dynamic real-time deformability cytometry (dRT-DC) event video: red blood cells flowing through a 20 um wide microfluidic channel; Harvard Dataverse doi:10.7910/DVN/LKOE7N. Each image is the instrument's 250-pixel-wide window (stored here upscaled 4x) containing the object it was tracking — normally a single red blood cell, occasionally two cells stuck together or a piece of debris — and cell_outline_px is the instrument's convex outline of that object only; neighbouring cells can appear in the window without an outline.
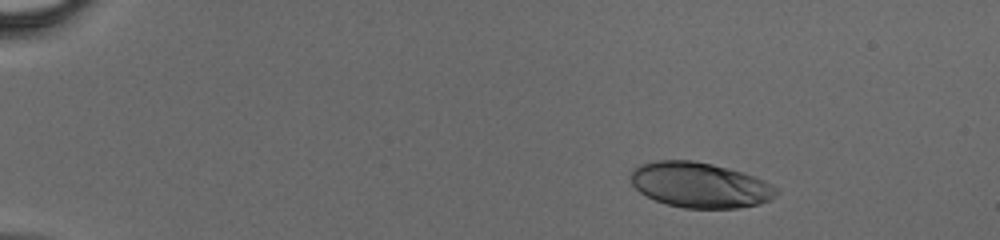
{"species": "human", "species_latin": "Homo sapiens", "temperature_condition": "cold", "stored_images_in_passage": 40, "camera_frame_rate_fps": 3000, "um_per_image_px": 0.085, "donor": {"sex": "male"}, "frame": {"image": 1, "passage_image": 1, "time_ms": 0.0, "image_size_px": [1000, 240], "cell_outline_px": [[780, 192], [776, 196], [760, 204], [740, 208], [684, 208], [668, 204], [656, 200], [640, 192], [632, 184], [628, 176], [632, 168], [640, 164], [656, 160], [692, 160], [712, 164], [744, 172], [756, 176], [780, 188]], "centroid_in_image_um": [59.51, 15.71], "position_along_channel_um": 25.5, "area_um2": 38.9}}
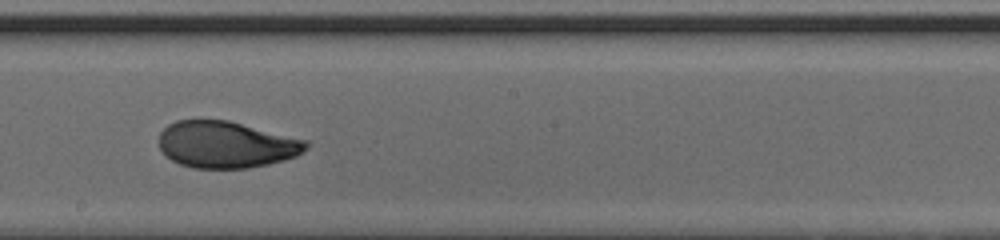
{"frame": {"image": 2, "passage_image": 22, "time_ms": 7.0, "image_size_px": [1000, 240], "cell_outline_px": [[308, 148], [296, 156], [284, 160], [268, 164], [248, 168], [192, 168], [180, 164], [172, 160], [160, 148], [160, 132], [168, 124], [176, 120], [228, 120], [308, 140]], "centroid_in_image_um": [19.25, 12.29], "position_along_channel_um": 229.0, "area_um2": 40.0}}
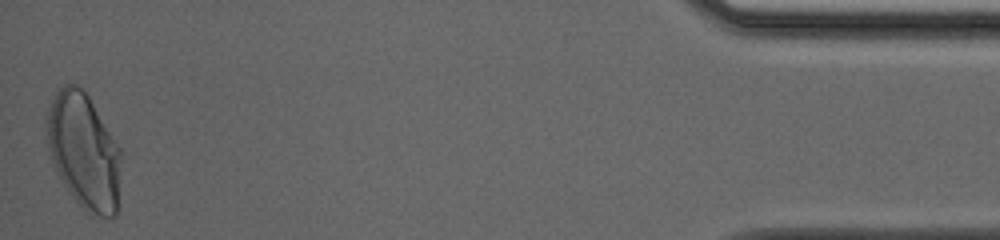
{"frame": {"image": 3, "passage_image": 40, "time_ms": 13.0, "image_size_px": [1000, 240], "cell_outline_px": [[120, 160], [116, 216], [92, 216], [68, 192], [52, 160], [48, 148], [44, 120], [44, 116], [56, 92], [64, 84], [76, 84], [84, 88], [120, 148]], "centroid_in_image_um": [7.09, 12.79], "position_along_channel_um": 428.1, "area_um2": 49.88}}